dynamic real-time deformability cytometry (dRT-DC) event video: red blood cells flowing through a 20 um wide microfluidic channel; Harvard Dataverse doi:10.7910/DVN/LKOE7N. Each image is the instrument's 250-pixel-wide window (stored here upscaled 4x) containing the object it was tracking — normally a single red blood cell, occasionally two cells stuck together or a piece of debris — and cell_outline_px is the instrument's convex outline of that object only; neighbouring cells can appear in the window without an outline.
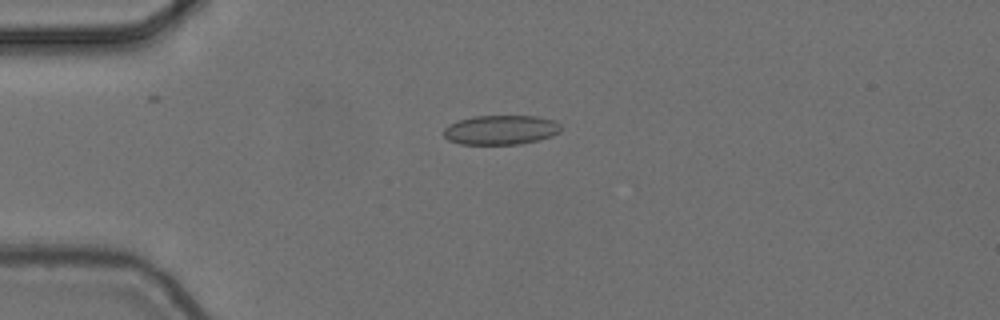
{"species": "common noctule bat (a hibernating species)", "species_latin": "Nyctalus noctula", "temperature_condition": "cold", "stored_images_in_passage": 6, "camera_frame_rate_fps": 3000, "um_per_image_px": 0.085, "animal": {"sex": "female", "body_mass_g": 24.6, "forearm_length_mm": 56.2}, "frame": {"image": 1, "passage_image": 4, "time_ms": 1.0, "image_size_px": [1000, 320], "cell_outline_px": [[560, 132], [552, 136], [520, 144], [460, 144], [448, 140], [444, 136], [444, 128], [448, 124], [472, 116], [536, 116], [556, 120], [560, 124]], "centroid_in_image_um": [42.57, 11.03], "position_along_channel_um": 42.4, "area_um2": 20.17}}